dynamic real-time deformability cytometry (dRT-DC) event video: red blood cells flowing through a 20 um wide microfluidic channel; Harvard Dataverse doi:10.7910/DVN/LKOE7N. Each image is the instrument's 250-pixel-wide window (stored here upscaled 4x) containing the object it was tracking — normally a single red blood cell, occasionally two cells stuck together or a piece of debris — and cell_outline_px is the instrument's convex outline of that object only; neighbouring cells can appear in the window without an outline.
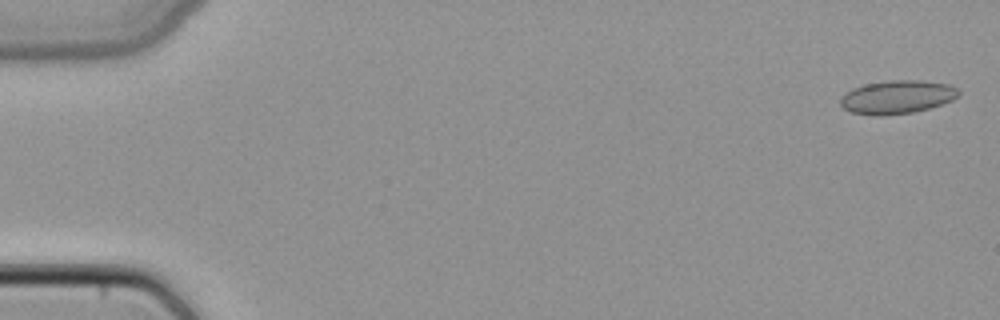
{"species": "common noctule bat (a hibernating species)", "species_latin": "Nyctalus noctula", "temperature_condition": "cold", "stored_images_in_passage": 49, "camera_frame_rate_fps": 3000, "um_per_image_px": 0.085, "animal": {"sex": "female", "body_mass_g": 22.7, "forearm_length_mm": 54.2}, "frame": {"image": 1, "passage_image": 2, "time_ms": 0.333, "image_size_px": [1000, 320], "cell_outline_px": [[960, 96], [944, 104], [912, 112], [880, 116], [876, 116], [852, 112], [844, 108], [840, 104], [840, 96], [852, 88], [868, 84], [892, 80], [920, 80], [948, 84], [956, 88], [960, 92]], "centroid_in_image_um": [76.27, 8.25], "position_along_channel_um": 8.7, "area_um2": 22.95}}
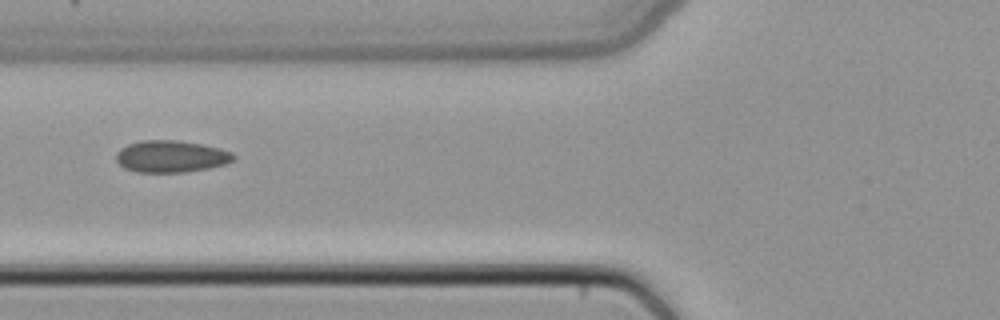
{"frame": {"image": 2, "passage_image": 20, "time_ms": 6.333, "image_size_px": [1000, 320], "cell_outline_px": [[236, 160], [224, 164], [208, 168], [184, 172], [136, 172], [124, 168], [116, 160], [116, 152], [120, 148], [128, 144], [140, 140], [176, 140], [200, 144], [220, 148], [232, 152], [236, 156]], "centroid_in_image_um": [14.53, 13.29], "position_along_channel_um": 111.3, "area_um2": 21.91}}
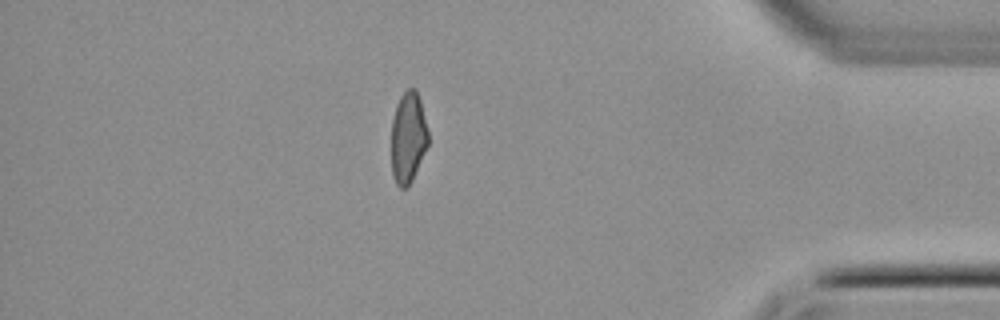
{"frame": {"image": 3, "passage_image": 43, "time_ms": 14.0, "image_size_px": [1000, 320], "cell_outline_px": [[428, 144], [412, 180], [408, 188], [400, 188], [396, 184], [392, 176], [392, 120], [396, 104], [400, 96], [408, 88], [416, 88], [420, 100], [428, 132]], "centroid_in_image_um": [34.68, 11.7], "position_along_channel_um": 400.5, "area_um2": 19.54}}